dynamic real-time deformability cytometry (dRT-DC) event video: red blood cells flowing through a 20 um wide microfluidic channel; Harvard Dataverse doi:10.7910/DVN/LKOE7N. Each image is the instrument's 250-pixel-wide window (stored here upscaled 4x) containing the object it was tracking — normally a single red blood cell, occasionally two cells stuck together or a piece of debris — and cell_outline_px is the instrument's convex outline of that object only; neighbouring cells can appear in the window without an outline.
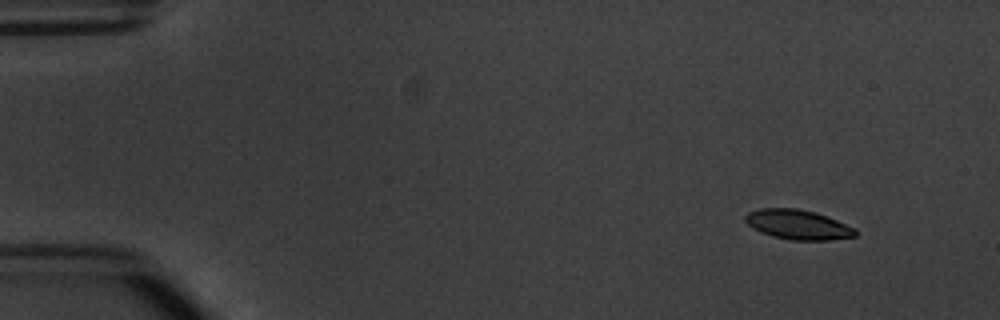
{"species": "common noctule bat (a hibernating species)", "species_latin": "Nyctalus noctula", "temperature_condition": "warm", "stored_images_in_passage": 5, "camera_frame_rate_fps": 3000, "um_per_image_px": 0.085, "animal": {"sex": "male", "body_mass_g": 20.1, "forearm_length_mm": 53.5}, "frame": {"image": 1, "passage_image": 1, "time_ms": 0.0, "image_size_px": [1000, 320], "cell_outline_px": [[856, 236], [828, 240], [788, 240], [772, 236], [760, 232], [752, 228], [744, 220], [744, 216], [748, 212], [760, 208], [796, 208], [816, 212], [856, 228]], "centroid_in_image_um": [67.79, 19.09], "position_along_channel_um": 17.2, "area_um2": 19.13}}
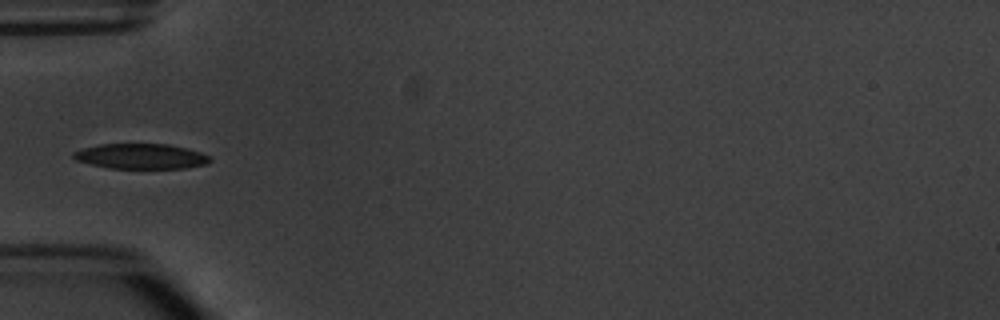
{"frame": {"image": 2, "passage_image": 4, "time_ms": 4.333, "image_size_px": [1000, 320], "cell_outline_px": [[212, 160], [204, 164], [184, 168], [108, 168], [76, 160], [72, 156], [72, 152], [84, 148], [100, 144], [168, 144], [188, 148], [200, 152], [208, 156]], "centroid_in_image_um": [11.96, 13.28], "position_along_channel_um": 73.0, "area_um2": 19.88}}